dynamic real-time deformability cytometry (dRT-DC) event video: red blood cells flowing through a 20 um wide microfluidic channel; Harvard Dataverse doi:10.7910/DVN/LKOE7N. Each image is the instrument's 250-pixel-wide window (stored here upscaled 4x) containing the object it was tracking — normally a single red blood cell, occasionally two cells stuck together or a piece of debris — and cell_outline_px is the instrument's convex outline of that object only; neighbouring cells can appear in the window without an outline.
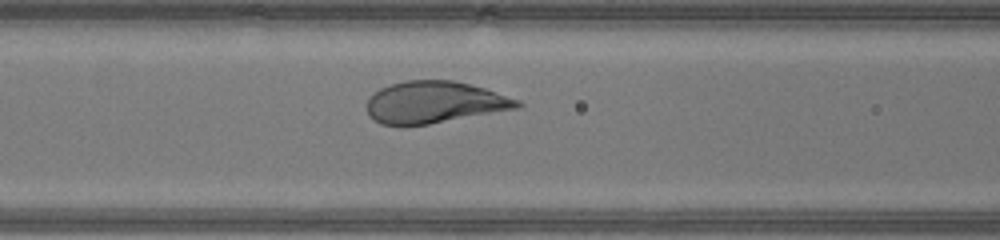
{"species": "human", "species_latin": "Homo sapiens", "temperature_condition": "warm", "stored_images_in_passage": 31, "camera_frame_rate_fps": 3000, "um_per_image_px": 0.085, "donor": {"sex": "male"}, "frame": {"image": 1, "passage_image": 12, "time_ms": 3.667, "image_size_px": [1000, 240], "cell_outline_px": [[524, 104], [520, 108], [428, 124], [380, 124], [372, 120], [368, 116], [368, 96], [380, 88], [388, 84], [404, 80], [452, 80], [484, 88], [520, 100]], "centroid_in_image_um": [36.92, 8.68], "position_along_channel_um": 129.7, "area_um2": 36.65}}
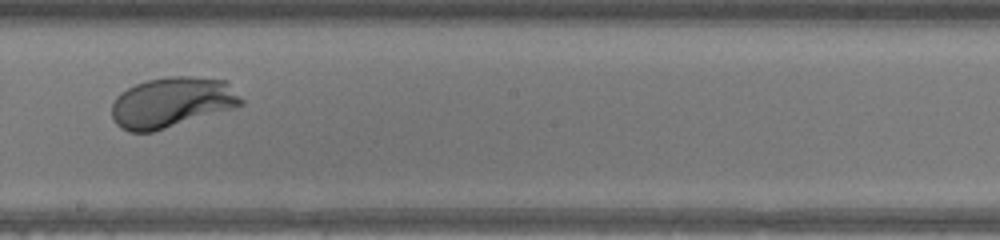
{"frame": {"image": 2, "passage_image": 19, "time_ms": 6.0, "image_size_px": [1000, 240], "cell_outline_px": [[244, 104], [232, 108], [152, 132], [128, 132], [120, 128], [116, 124], [112, 116], [112, 104], [116, 96], [120, 92], [136, 84], [148, 80], [168, 76], [188, 76], [228, 80], [244, 100]], "centroid_in_image_um": [14.61, 8.69], "position_along_channel_um": 233.6, "area_um2": 37.97}}
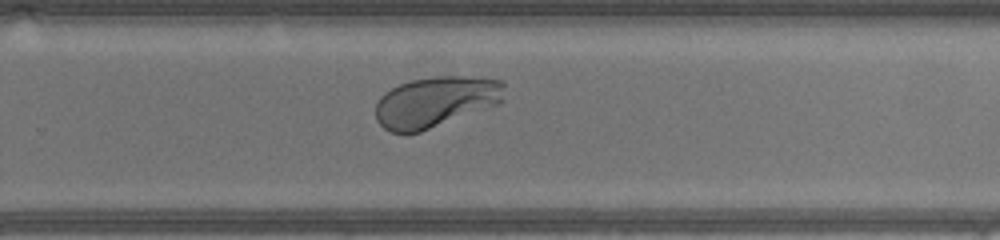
{"frame": {"image": 3, "passage_image": 23, "time_ms": 7.333, "image_size_px": [1000, 240], "cell_outline_px": [[504, 100], [500, 104], [420, 132], [404, 136], [392, 132], [384, 128], [376, 120], [376, 104], [380, 96], [384, 92], [400, 84], [412, 80], [436, 76], [472, 76], [504, 80]], "centroid_in_image_um": [37.04, 8.67], "position_along_channel_um": 292.8, "area_um2": 38.73}, "authors_computed_cell_mechanics": {"area_um2": 37.8012, "velocity_mm_per_s": 4.46, "shape_relaxation_time_tau1_ms": 1.6174, "shape_relaxation_time_tau2_ms": null, "deformation_change_tau1": 0.1531, "deformation_change_tau2": null}}